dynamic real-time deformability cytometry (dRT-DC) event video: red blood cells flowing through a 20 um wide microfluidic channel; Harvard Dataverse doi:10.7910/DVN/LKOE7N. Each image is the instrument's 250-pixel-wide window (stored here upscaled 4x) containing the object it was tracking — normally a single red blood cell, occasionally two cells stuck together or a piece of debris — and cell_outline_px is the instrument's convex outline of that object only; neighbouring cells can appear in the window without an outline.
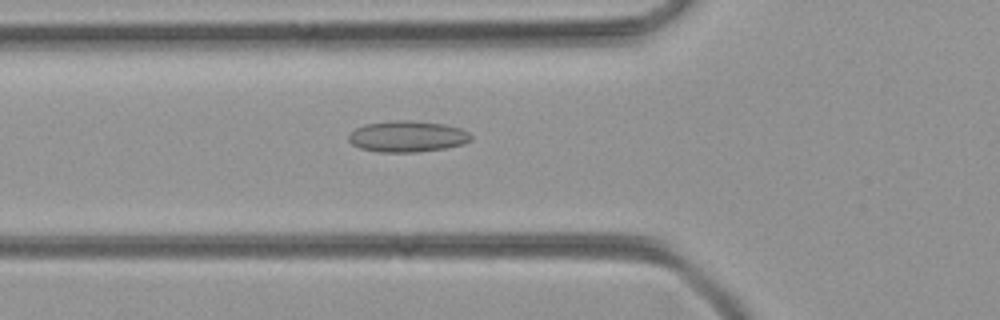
{"species": "common noctule bat (a hibernating species)", "species_latin": "Nyctalus noctula", "temperature_condition": "room temperature", "stored_images_in_passage": 50, "camera_frame_rate_fps": 3000, "um_per_image_px": 0.085, "animal": {"sex": "female", "body_mass_g": 21.9}, "frame": {"image": 1, "passage_image": 18, "time_ms": 5.667, "image_size_px": [1000, 320], "cell_outline_px": [[472, 140], [464, 144], [444, 148], [416, 152], [380, 152], [360, 148], [352, 144], [348, 140], [348, 136], [356, 128], [364, 124], [396, 120], [408, 120], [444, 124], [460, 128], [468, 132], [472, 136]], "centroid_in_image_um": [34.63, 11.6], "position_along_channel_um": 91.2, "area_um2": 22.2}}
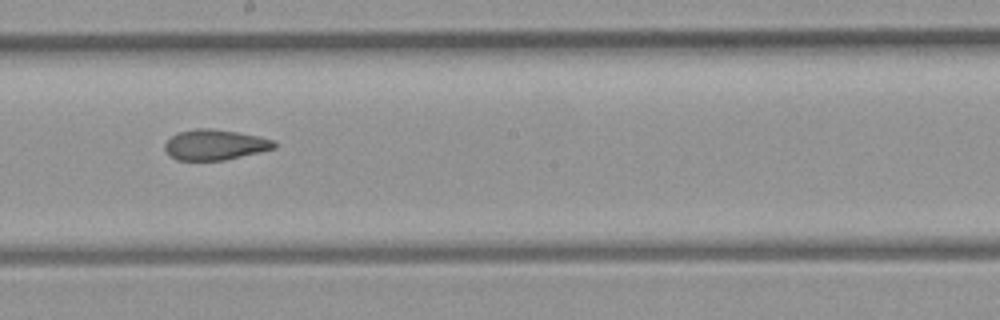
{"frame": {"image": 2, "passage_image": 28, "time_ms": 9.0, "image_size_px": [1000, 320], "cell_outline_px": [[276, 148], [260, 152], [224, 160], [176, 160], [168, 156], [164, 148], [164, 144], [176, 132], [196, 128], [212, 128], [260, 136], [272, 140], [276, 144]], "centroid_in_image_um": [18.23, 12.3], "position_along_channel_um": 230.0, "area_um2": 19.54}}
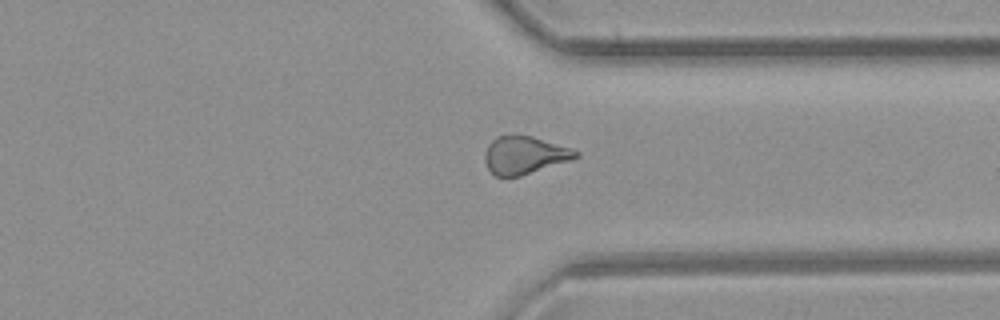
{"frame": {"image": 3, "passage_image": 38, "time_ms": 12.333, "image_size_px": [1000, 320], "cell_outline_px": [[580, 156], [572, 160], [520, 176], [496, 176], [488, 168], [484, 160], [484, 152], [488, 144], [496, 136], [532, 136], [572, 148], [580, 152]], "centroid_in_image_um": [44.6, 13.19], "position_along_channel_um": 366.8, "area_um2": 20.0}}